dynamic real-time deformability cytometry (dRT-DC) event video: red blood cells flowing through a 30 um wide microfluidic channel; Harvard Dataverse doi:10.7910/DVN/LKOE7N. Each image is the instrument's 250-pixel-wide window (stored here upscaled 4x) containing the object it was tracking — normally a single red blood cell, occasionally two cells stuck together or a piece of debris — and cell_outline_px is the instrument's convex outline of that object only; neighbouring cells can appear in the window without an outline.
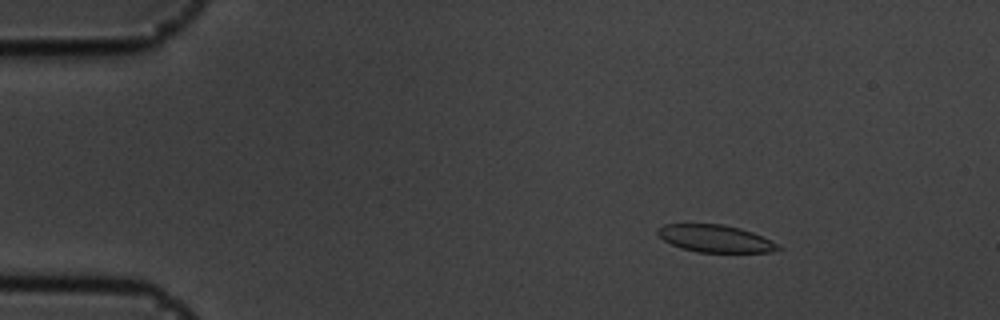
{"species": "common noctule bat (a hibernating species)", "species_latin": "Nyctalus noctula", "temperature_condition": "cold", "stored_images_in_passage": 55, "camera_frame_rate_fps": 3000, "um_per_image_px": 0.085, "animal": {"sex": "male", "body_mass_g": 19.5, "forearm_length_mm": 54.6}, "frame": {"image": 1, "passage_image": 7, "time_ms": 2.0, "image_size_px": [1000, 320], "cell_outline_px": [[784, 248], [772, 252], [696, 252], [680, 248], [664, 240], [656, 232], [656, 228], [664, 224], [724, 224], [740, 228], [752, 232]], "centroid_in_image_um": [60.76, 20.28], "position_along_channel_um": 24.2, "area_um2": 19.07}}
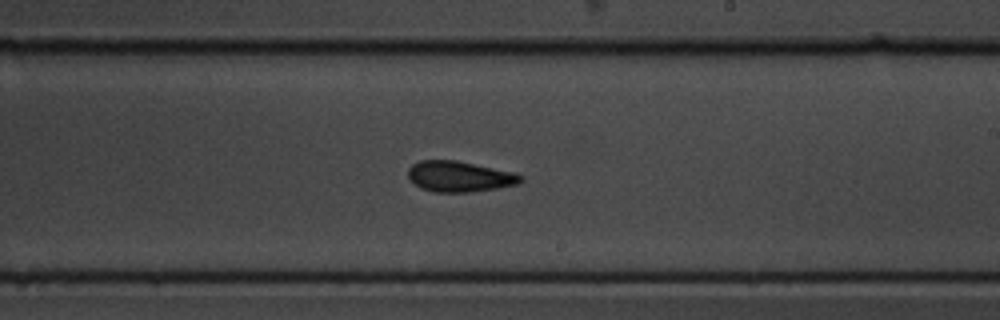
{"frame": {"image": 2, "passage_image": 32, "time_ms": 10.333, "image_size_px": [1000, 320], "cell_outline_px": [[524, 180], [520, 184], [496, 188], [468, 192], [432, 192], [420, 188], [408, 176], [408, 168], [412, 164], [420, 160], [456, 160], [516, 172], [524, 176]], "centroid_in_image_um": [39.1, 14.99], "position_along_channel_um": 249.9, "area_um2": 20.35}}
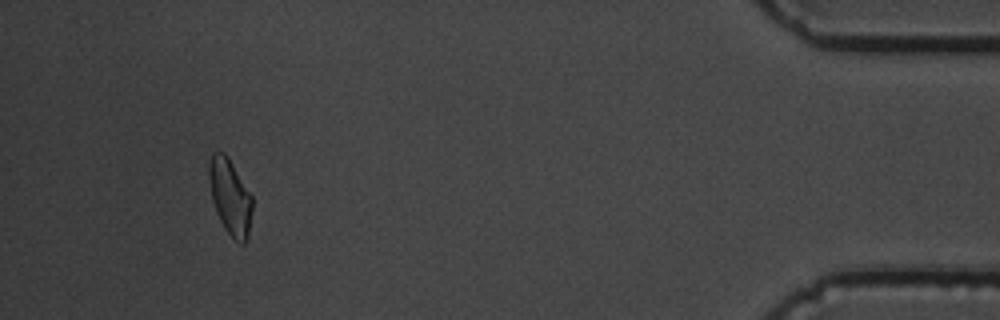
{"frame": {"image": 3, "passage_image": 51, "time_ms": 16.667, "image_size_px": [1000, 320], "cell_outline_px": [[252, 208], [248, 236], [244, 244], [240, 244], [224, 228], [216, 212], [212, 200], [208, 176], [208, 168], [212, 152], [224, 152], [228, 156], [252, 196]], "centroid_in_image_um": [19.55, 16.71], "position_along_channel_um": 415.7, "area_um2": 19.02}, "authors_computed_cell_mechanics": {"area_um2": 19.9988, "velocity_mm_per_s": 3.6141, "shape_relaxation_time_tau1_ms": 4.867, "shape_relaxation_time_tau2_ms": 1.5061, "deformation_change_tau1": 0.1431, "deformation_change_tau2": 0.0794}}